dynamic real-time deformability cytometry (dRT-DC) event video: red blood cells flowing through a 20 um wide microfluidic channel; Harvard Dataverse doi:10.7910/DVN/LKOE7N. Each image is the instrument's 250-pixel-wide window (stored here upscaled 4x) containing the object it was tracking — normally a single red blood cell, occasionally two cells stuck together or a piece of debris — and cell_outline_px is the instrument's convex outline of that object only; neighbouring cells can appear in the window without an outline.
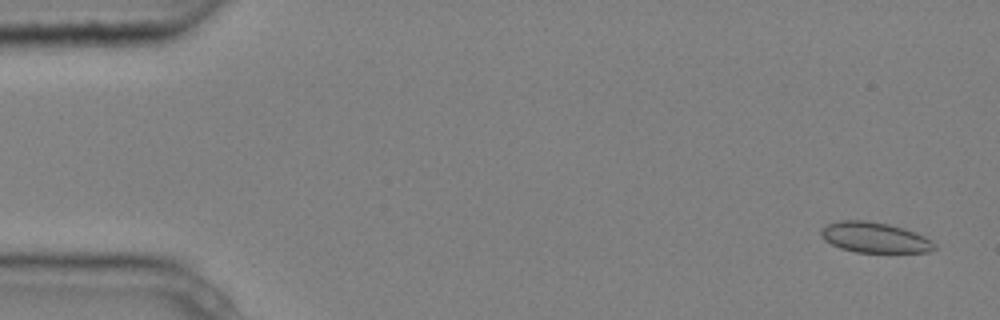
{"species": "common noctule bat (a hibernating species)", "species_latin": "Nyctalus noctula", "temperature_condition": "cold", "stored_images_in_passage": 4, "camera_frame_rate_fps": 3000, "um_per_image_px": 0.085, "animal": {"sex": "male", "body_mass_g": 20.4}, "frame": {"image": 1, "passage_image": 1, "time_ms": 0.0, "image_size_px": [1000, 320], "cell_outline_px": [[936, 248], [928, 252], [856, 252], [840, 248], [824, 240], [820, 236], [820, 228], [828, 224], [840, 220], [864, 220], [888, 224], [904, 228], [924, 236], [932, 240], [936, 244]], "centroid_in_image_um": [74.33, 20.18], "position_along_channel_um": 10.7, "area_um2": 20.17}}
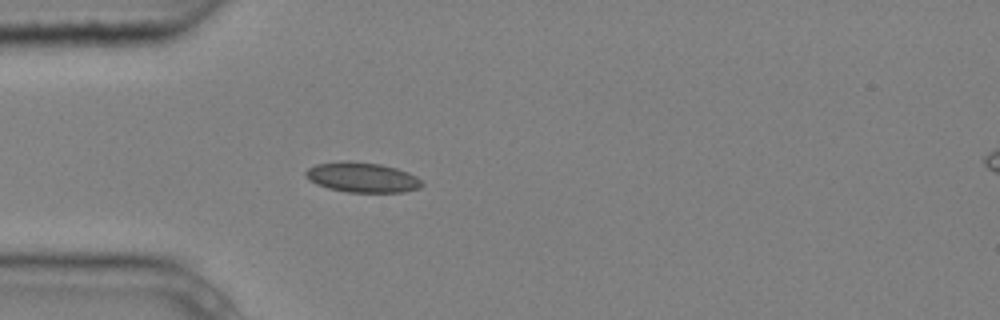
{"frame": {"image": 2, "passage_image": 4, "time_ms": 1.0, "image_size_px": [1000, 320], "cell_outline_px": [[424, 184], [420, 188], [404, 192], [348, 192], [328, 188], [316, 184], [304, 176], [304, 172], [308, 168], [316, 164], [340, 160], [348, 160], [380, 164], [396, 168], [408, 172], [416, 176]], "centroid_in_image_um": [30.76, 15.06], "position_along_channel_um": 54.2, "area_um2": 20.52}}